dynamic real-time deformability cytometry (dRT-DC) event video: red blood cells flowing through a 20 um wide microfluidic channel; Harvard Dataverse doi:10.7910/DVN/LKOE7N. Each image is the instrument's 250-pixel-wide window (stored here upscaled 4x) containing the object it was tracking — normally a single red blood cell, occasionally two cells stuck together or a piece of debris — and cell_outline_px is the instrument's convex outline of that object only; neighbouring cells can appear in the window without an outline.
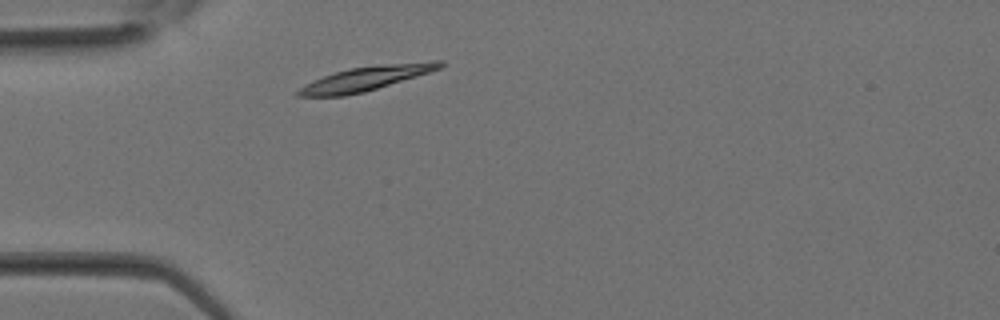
{"species": "Egyptian fruit bat (a non-hibernating species)", "species_latin": "Rousettus aegyptiacus", "temperature_condition": "room temperature", "stored_images_in_passage": 10, "camera_frame_rate_fps": 3000, "um_per_image_px": 0.085, "animal": {"sex": "female"}, "frame": {"image": 1, "passage_image": 3, "time_ms": 0.667, "image_size_px": [1000, 320], "cell_outline_px": [[444, 64], [440, 68], [416, 76], [364, 92], [344, 96], [296, 96], [296, 92], [304, 84], [324, 76], [348, 68], [384, 64], [432, 60], [444, 60]], "centroid_in_image_um": [31.11, 6.66], "position_along_channel_um": 53.9, "area_um2": 19.83}}
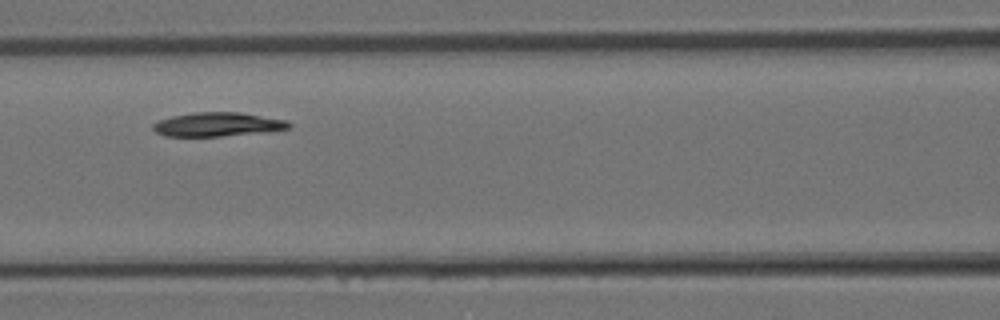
{"frame": {"image": 2, "passage_image": 8, "time_ms": 2.333, "image_size_px": [1000, 320], "cell_outline_px": [[292, 124], [288, 128], [268, 132], [220, 136], [164, 136], [156, 132], [152, 128], [152, 124], [160, 120], [172, 116], [192, 112], [240, 112], [288, 120]], "centroid_in_image_um": [18.52, 10.57], "position_along_channel_um": 148.1, "area_um2": 19.07}}
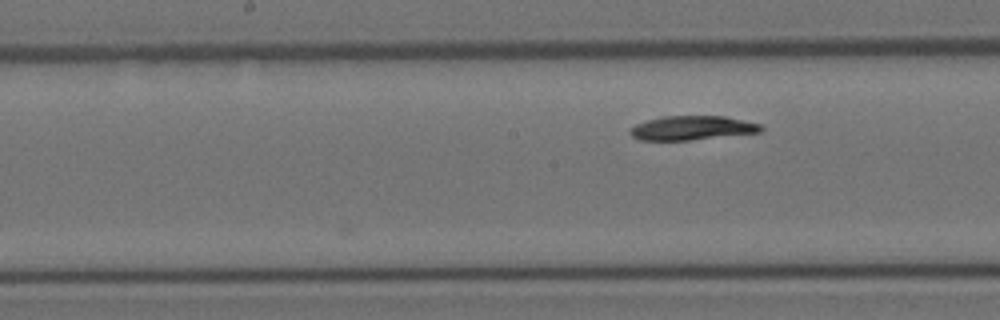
{"frame": {"image": 3, "passage_image": 10, "time_ms": 3.0, "image_size_px": [1000, 320], "cell_outline_px": [[764, 128], [760, 132], [692, 140], [640, 140], [632, 136], [628, 132], [636, 124], [648, 120], [664, 116], [724, 116], [760, 124]], "centroid_in_image_um": [58.83, 10.88], "position_along_channel_um": 189.4, "area_um2": 18.26}}